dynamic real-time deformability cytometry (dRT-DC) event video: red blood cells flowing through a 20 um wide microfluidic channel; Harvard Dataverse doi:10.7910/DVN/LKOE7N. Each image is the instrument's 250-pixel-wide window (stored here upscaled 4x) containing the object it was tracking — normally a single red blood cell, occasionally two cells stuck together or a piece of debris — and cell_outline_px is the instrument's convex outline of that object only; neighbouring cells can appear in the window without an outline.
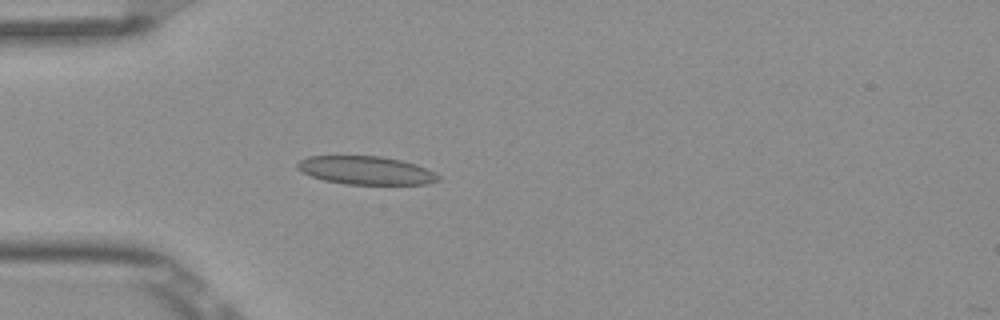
{"species": "Egyptian fruit bat (a non-hibernating species)", "species_latin": "Rousettus aegyptiacus", "temperature_condition": "room temperature", "stored_images_in_passage": 4, "camera_frame_rate_fps": 3000, "um_per_image_px": 0.085, "frame": {"image": 1, "passage_image": 4, "time_ms": 1.0, "image_size_px": [1000, 320], "cell_outline_px": [[440, 180], [428, 184], [344, 184], [324, 180], [312, 176], [296, 168], [296, 164], [300, 160], [308, 156], [384, 156], [416, 164], [440, 176]], "centroid_in_image_um": [31.1, 14.48], "position_along_channel_um": 53.9, "area_um2": 23.12}}